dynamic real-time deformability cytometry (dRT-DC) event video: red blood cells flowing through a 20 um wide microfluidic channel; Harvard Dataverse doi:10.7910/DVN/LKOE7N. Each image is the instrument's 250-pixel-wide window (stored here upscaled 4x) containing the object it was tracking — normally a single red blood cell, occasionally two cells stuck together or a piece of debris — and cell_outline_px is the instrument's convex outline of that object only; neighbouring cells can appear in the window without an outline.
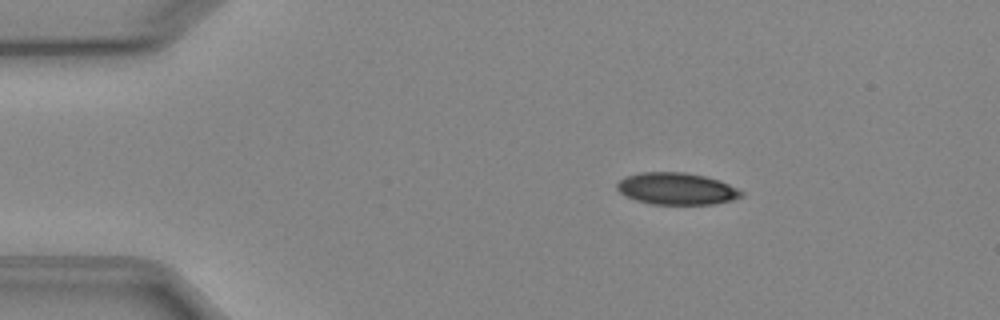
{"species": "Egyptian fruit bat (a non-hibernating species)", "species_latin": "Rousettus aegyptiacus", "temperature_condition": "cold", "stored_images_in_passage": 5, "camera_frame_rate_fps": 3000, "um_per_image_px": 0.085, "animal": {"sex": "female"}, "frame": {"image": 1, "passage_image": 1, "time_ms": 0.0, "image_size_px": [1000, 320], "cell_outline_px": [[744, 196], [732, 200], [712, 204], [652, 204], [636, 200], [624, 196], [616, 188], [616, 184], [624, 176], [640, 172], [684, 172], [704, 176], [720, 180], [744, 192]], "centroid_in_image_um": [57.49, 16.03], "position_along_channel_um": 27.5, "area_um2": 23.24}}
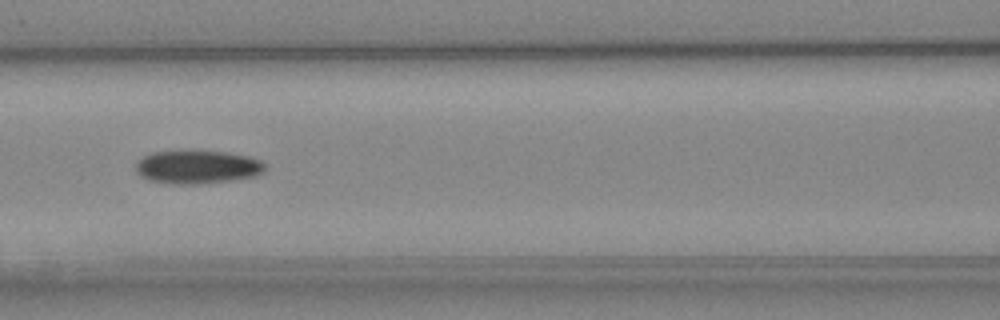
{"frame": {"image": 2, "passage_image": 5, "time_ms": 4.667, "image_size_px": [1000, 320], "cell_outline_px": [[264, 168], [256, 176], [228, 180], [196, 184], [172, 184], [148, 180], [140, 176], [136, 172], [136, 164], [144, 156], [152, 152], [224, 152], [248, 156], [260, 160], [264, 164]], "centroid_in_image_um": [16.74, 14.21], "position_along_channel_um": 149.9, "area_um2": 24.51}}